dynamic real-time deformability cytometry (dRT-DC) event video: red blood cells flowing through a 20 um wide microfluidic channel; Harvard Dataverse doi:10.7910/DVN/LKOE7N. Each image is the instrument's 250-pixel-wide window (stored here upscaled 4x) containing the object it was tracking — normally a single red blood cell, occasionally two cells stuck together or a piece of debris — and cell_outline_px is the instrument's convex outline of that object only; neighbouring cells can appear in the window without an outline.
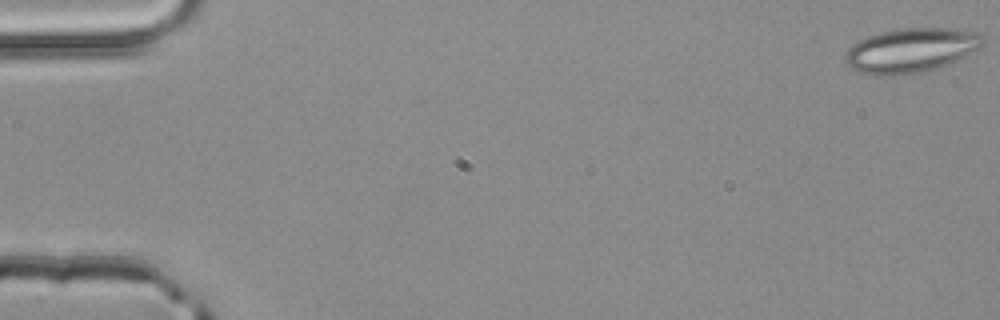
{"species": "common noctule bat (a hibernating species)", "species_latin": "Nyctalus noctula", "temperature_condition": "room temperature", "stored_images_in_passage": 52, "camera_frame_rate_fps": 3000, "um_per_image_px": 0.085, "animal": {"sex": "male", "body_mass_g": 20.4}, "frame": {"image": 1, "passage_image": 1, "time_ms": 0.0, "image_size_px": [1000, 320], "cell_outline_px": [[984, 44], [972, 56], [940, 68], [920, 72], [884, 76], [872, 76], [848, 68], [844, 60], [844, 56], [848, 48], [852, 44], [868, 36], [900, 28], [956, 28], [984, 32]], "centroid_in_image_um": [77.52, 4.28], "position_along_channel_um": 7.5, "area_um2": 36.7}}
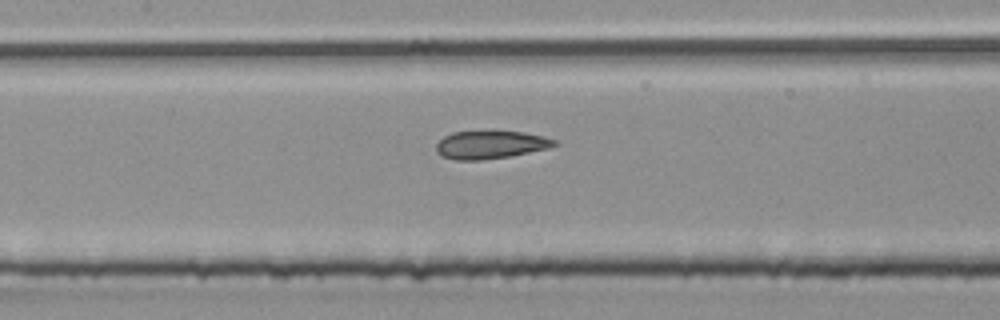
{"frame": {"image": 2, "passage_image": 25, "time_ms": 8.0, "image_size_px": [1000, 320], "cell_outline_px": [[556, 144], [548, 148], [512, 156], [484, 160], [456, 160], [440, 156], [436, 152], [436, 144], [444, 136], [452, 132], [492, 128], [524, 132], [544, 136], [556, 140]], "centroid_in_image_um": [41.66, 12.26], "position_along_channel_um": 165.7, "area_um2": 20.23}}
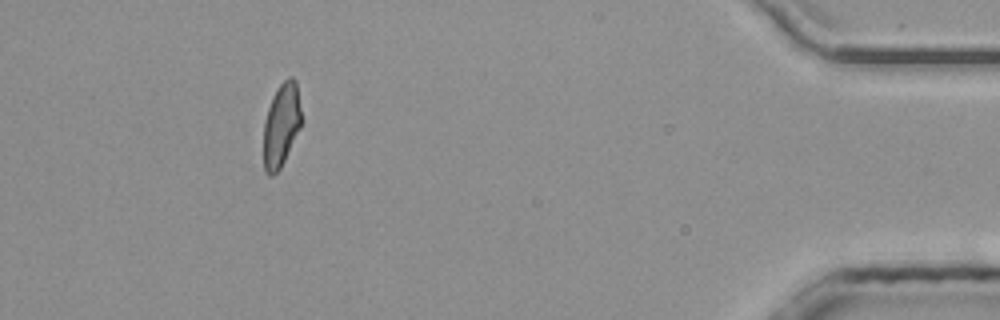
{"frame": {"image": 3, "passage_image": 48, "time_ms": 15.667, "image_size_px": [1000, 320], "cell_outline_px": [[300, 128], [280, 168], [272, 176], [268, 176], [264, 172], [264, 120], [272, 96], [276, 88], [288, 76], [292, 76], [296, 80], [300, 108]], "centroid_in_image_um": [23.89, 10.61], "position_along_channel_um": 411.3, "area_um2": 18.26}, "authors_computed_cell_mechanics": {"area_um2": 19.9988, "velocity_mm_per_s": 4.019, "shape_relaxation_time_tau1_ms": null, "shape_relaxation_time_tau2_ms": 2.6719, "deformation_change_tau1": null, "deformation_change_tau2": 0.0926}}